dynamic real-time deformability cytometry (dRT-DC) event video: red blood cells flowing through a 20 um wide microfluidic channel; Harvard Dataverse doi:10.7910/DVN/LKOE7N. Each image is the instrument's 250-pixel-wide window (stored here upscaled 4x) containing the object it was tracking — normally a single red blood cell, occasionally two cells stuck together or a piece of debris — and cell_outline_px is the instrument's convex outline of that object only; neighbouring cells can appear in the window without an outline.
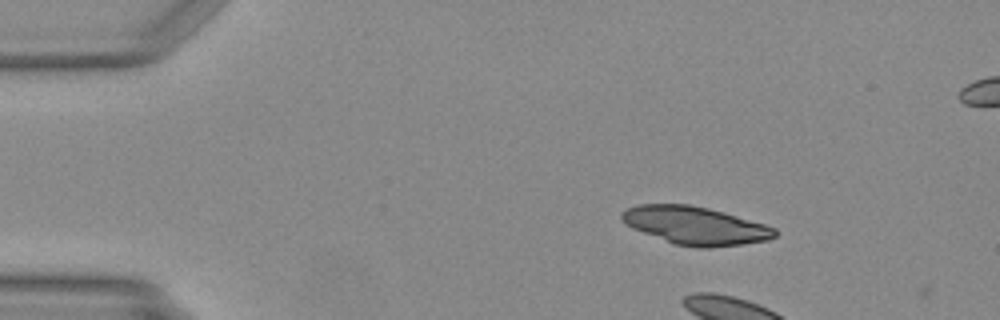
{"species": "Egyptian fruit bat (a non-hibernating species)", "species_latin": "Rousettus aegyptiacus", "temperature_condition": "warm", "stored_images_in_passage": 3, "camera_frame_rate_fps": 3000, "um_per_image_px": 0.085, "animal": {"sex": "female"}, "frame": {"image": 1, "passage_image": 2, "time_ms": 0.333, "image_size_px": [1000, 320], "cell_outline_px": [[776, 236], [768, 240], [740, 244], [708, 248], [704, 248], [676, 244], [632, 228], [620, 220], [620, 216], [628, 208], [636, 204], [688, 204], [708, 208], [724, 212], [764, 224], [776, 228]], "centroid_in_image_um": [59.1, 19.16], "position_along_channel_um": 25.9, "area_um2": 33.52}}